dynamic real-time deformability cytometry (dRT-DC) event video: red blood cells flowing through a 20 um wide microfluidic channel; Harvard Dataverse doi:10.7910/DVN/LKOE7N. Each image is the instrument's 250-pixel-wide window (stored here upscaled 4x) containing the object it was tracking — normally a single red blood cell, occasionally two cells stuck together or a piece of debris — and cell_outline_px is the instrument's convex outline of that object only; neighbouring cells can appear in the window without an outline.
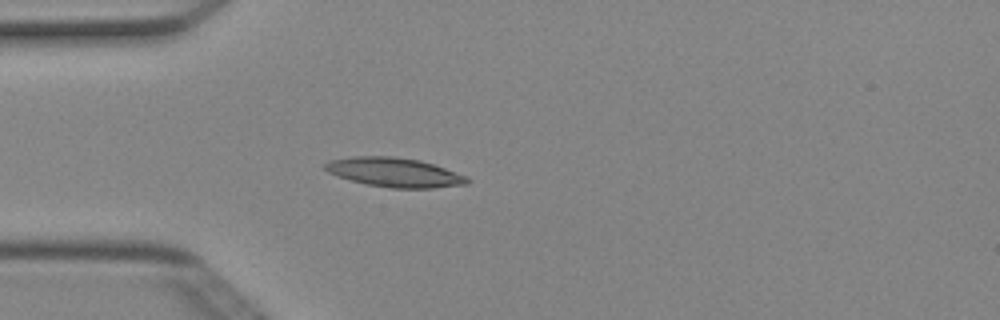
{"species": "Egyptian fruit bat (a non-hibernating species)", "species_latin": "Rousettus aegyptiacus", "temperature_condition": "cold", "stored_images_in_passage": 4, "camera_frame_rate_fps": 3000, "um_per_image_px": 0.085, "animal": {"sex": "female"}, "frame": {"image": 1, "passage_image": 4, "time_ms": 1.0, "image_size_px": [1000, 320], "cell_outline_px": [[468, 184], [432, 188], [392, 188], [368, 184], [336, 176], [328, 172], [324, 168], [324, 164], [332, 160], [352, 156], [392, 156], [420, 160], [468, 176]], "centroid_in_image_um": [33.53, 14.65], "position_along_channel_um": 51.5, "area_um2": 24.04}}